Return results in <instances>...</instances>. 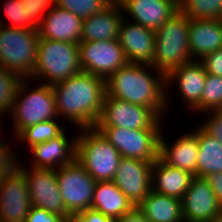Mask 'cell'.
I'll return each instance as SVG.
<instances>
[{
  "label": "cell",
  "mask_w": 222,
  "mask_h": 222,
  "mask_svg": "<svg viewBox=\"0 0 222 222\" xmlns=\"http://www.w3.org/2000/svg\"><path fill=\"white\" fill-rule=\"evenodd\" d=\"M58 117L78 129L95 127L106 94V80L80 72L51 86Z\"/></svg>",
  "instance_id": "1"
},
{
  "label": "cell",
  "mask_w": 222,
  "mask_h": 222,
  "mask_svg": "<svg viewBox=\"0 0 222 222\" xmlns=\"http://www.w3.org/2000/svg\"><path fill=\"white\" fill-rule=\"evenodd\" d=\"M106 94L165 117L166 75L152 65L128 63L118 69L106 79Z\"/></svg>",
  "instance_id": "2"
},
{
  "label": "cell",
  "mask_w": 222,
  "mask_h": 222,
  "mask_svg": "<svg viewBox=\"0 0 222 222\" xmlns=\"http://www.w3.org/2000/svg\"><path fill=\"white\" fill-rule=\"evenodd\" d=\"M80 72L78 44L39 38L32 82L52 86Z\"/></svg>",
  "instance_id": "3"
},
{
  "label": "cell",
  "mask_w": 222,
  "mask_h": 222,
  "mask_svg": "<svg viewBox=\"0 0 222 222\" xmlns=\"http://www.w3.org/2000/svg\"><path fill=\"white\" fill-rule=\"evenodd\" d=\"M31 81L23 79L20 82L8 114L14 121L13 137L30 125L58 118L52 87L38 83V86L30 89Z\"/></svg>",
  "instance_id": "4"
},
{
  "label": "cell",
  "mask_w": 222,
  "mask_h": 222,
  "mask_svg": "<svg viewBox=\"0 0 222 222\" xmlns=\"http://www.w3.org/2000/svg\"><path fill=\"white\" fill-rule=\"evenodd\" d=\"M190 61L189 18L178 10L155 31L153 67L167 75Z\"/></svg>",
  "instance_id": "5"
},
{
  "label": "cell",
  "mask_w": 222,
  "mask_h": 222,
  "mask_svg": "<svg viewBox=\"0 0 222 222\" xmlns=\"http://www.w3.org/2000/svg\"><path fill=\"white\" fill-rule=\"evenodd\" d=\"M78 130L76 160L97 182L113 181L122 159L118 150L95 127Z\"/></svg>",
  "instance_id": "6"
},
{
  "label": "cell",
  "mask_w": 222,
  "mask_h": 222,
  "mask_svg": "<svg viewBox=\"0 0 222 222\" xmlns=\"http://www.w3.org/2000/svg\"><path fill=\"white\" fill-rule=\"evenodd\" d=\"M38 31L2 26L0 29V66L22 79H31L39 44Z\"/></svg>",
  "instance_id": "7"
},
{
  "label": "cell",
  "mask_w": 222,
  "mask_h": 222,
  "mask_svg": "<svg viewBox=\"0 0 222 222\" xmlns=\"http://www.w3.org/2000/svg\"><path fill=\"white\" fill-rule=\"evenodd\" d=\"M150 108L131 104L105 94L102 112L95 127H120L130 130H162L165 121Z\"/></svg>",
  "instance_id": "8"
},
{
  "label": "cell",
  "mask_w": 222,
  "mask_h": 222,
  "mask_svg": "<svg viewBox=\"0 0 222 222\" xmlns=\"http://www.w3.org/2000/svg\"><path fill=\"white\" fill-rule=\"evenodd\" d=\"M118 150L122 158L154 162L159 158L163 130H130L120 127H95Z\"/></svg>",
  "instance_id": "9"
},
{
  "label": "cell",
  "mask_w": 222,
  "mask_h": 222,
  "mask_svg": "<svg viewBox=\"0 0 222 222\" xmlns=\"http://www.w3.org/2000/svg\"><path fill=\"white\" fill-rule=\"evenodd\" d=\"M56 175L62 201L71 215L91 209L97 181L76 159L56 169Z\"/></svg>",
  "instance_id": "10"
},
{
  "label": "cell",
  "mask_w": 222,
  "mask_h": 222,
  "mask_svg": "<svg viewBox=\"0 0 222 222\" xmlns=\"http://www.w3.org/2000/svg\"><path fill=\"white\" fill-rule=\"evenodd\" d=\"M78 49L82 71L105 80L129 63L118 39L80 42Z\"/></svg>",
  "instance_id": "11"
},
{
  "label": "cell",
  "mask_w": 222,
  "mask_h": 222,
  "mask_svg": "<svg viewBox=\"0 0 222 222\" xmlns=\"http://www.w3.org/2000/svg\"><path fill=\"white\" fill-rule=\"evenodd\" d=\"M22 163L17 167L24 173L28 181L31 205L57 214L64 221L71 215L64 206L57 183L56 169L25 168Z\"/></svg>",
  "instance_id": "12"
},
{
  "label": "cell",
  "mask_w": 222,
  "mask_h": 222,
  "mask_svg": "<svg viewBox=\"0 0 222 222\" xmlns=\"http://www.w3.org/2000/svg\"><path fill=\"white\" fill-rule=\"evenodd\" d=\"M30 208L28 181L16 167L0 182V221L25 222Z\"/></svg>",
  "instance_id": "13"
},
{
  "label": "cell",
  "mask_w": 222,
  "mask_h": 222,
  "mask_svg": "<svg viewBox=\"0 0 222 222\" xmlns=\"http://www.w3.org/2000/svg\"><path fill=\"white\" fill-rule=\"evenodd\" d=\"M207 73L199 60H192L183 63L181 66L172 69L166 75V104L171 109V96L168 91L178 86V94L186 104V108L192 110L200 101L205 86ZM171 88V89H169Z\"/></svg>",
  "instance_id": "14"
},
{
  "label": "cell",
  "mask_w": 222,
  "mask_h": 222,
  "mask_svg": "<svg viewBox=\"0 0 222 222\" xmlns=\"http://www.w3.org/2000/svg\"><path fill=\"white\" fill-rule=\"evenodd\" d=\"M181 201L184 222H215L222 211L204 178L194 177Z\"/></svg>",
  "instance_id": "15"
},
{
  "label": "cell",
  "mask_w": 222,
  "mask_h": 222,
  "mask_svg": "<svg viewBox=\"0 0 222 222\" xmlns=\"http://www.w3.org/2000/svg\"><path fill=\"white\" fill-rule=\"evenodd\" d=\"M152 165L145 160L122 158L117 167L113 182L135 206L152 191Z\"/></svg>",
  "instance_id": "16"
},
{
  "label": "cell",
  "mask_w": 222,
  "mask_h": 222,
  "mask_svg": "<svg viewBox=\"0 0 222 222\" xmlns=\"http://www.w3.org/2000/svg\"><path fill=\"white\" fill-rule=\"evenodd\" d=\"M129 21V22H127ZM118 41L129 63L153 66L155 52V31L141 24L122 21Z\"/></svg>",
  "instance_id": "17"
},
{
  "label": "cell",
  "mask_w": 222,
  "mask_h": 222,
  "mask_svg": "<svg viewBox=\"0 0 222 222\" xmlns=\"http://www.w3.org/2000/svg\"><path fill=\"white\" fill-rule=\"evenodd\" d=\"M65 132L67 131L54 139L31 147L33 157L29 165L33 168L58 169L73 162L76 159L77 135L69 141V136Z\"/></svg>",
  "instance_id": "18"
},
{
  "label": "cell",
  "mask_w": 222,
  "mask_h": 222,
  "mask_svg": "<svg viewBox=\"0 0 222 222\" xmlns=\"http://www.w3.org/2000/svg\"><path fill=\"white\" fill-rule=\"evenodd\" d=\"M121 7L132 22L156 31L178 11V0H123Z\"/></svg>",
  "instance_id": "19"
},
{
  "label": "cell",
  "mask_w": 222,
  "mask_h": 222,
  "mask_svg": "<svg viewBox=\"0 0 222 222\" xmlns=\"http://www.w3.org/2000/svg\"><path fill=\"white\" fill-rule=\"evenodd\" d=\"M83 19L55 5L42 19L38 28L40 38L79 44Z\"/></svg>",
  "instance_id": "20"
},
{
  "label": "cell",
  "mask_w": 222,
  "mask_h": 222,
  "mask_svg": "<svg viewBox=\"0 0 222 222\" xmlns=\"http://www.w3.org/2000/svg\"><path fill=\"white\" fill-rule=\"evenodd\" d=\"M161 132L159 140V158L167 165L189 172L196 177V163L199 152L198 138L192 133L180 135L168 144Z\"/></svg>",
  "instance_id": "21"
},
{
  "label": "cell",
  "mask_w": 222,
  "mask_h": 222,
  "mask_svg": "<svg viewBox=\"0 0 222 222\" xmlns=\"http://www.w3.org/2000/svg\"><path fill=\"white\" fill-rule=\"evenodd\" d=\"M121 5H109L82 21L81 42L118 39L125 19Z\"/></svg>",
  "instance_id": "22"
},
{
  "label": "cell",
  "mask_w": 222,
  "mask_h": 222,
  "mask_svg": "<svg viewBox=\"0 0 222 222\" xmlns=\"http://www.w3.org/2000/svg\"><path fill=\"white\" fill-rule=\"evenodd\" d=\"M189 48L192 60L222 48V19L189 18Z\"/></svg>",
  "instance_id": "23"
},
{
  "label": "cell",
  "mask_w": 222,
  "mask_h": 222,
  "mask_svg": "<svg viewBox=\"0 0 222 222\" xmlns=\"http://www.w3.org/2000/svg\"><path fill=\"white\" fill-rule=\"evenodd\" d=\"M194 175L171 167L160 158L155 160L151 170L152 190L182 200Z\"/></svg>",
  "instance_id": "24"
},
{
  "label": "cell",
  "mask_w": 222,
  "mask_h": 222,
  "mask_svg": "<svg viewBox=\"0 0 222 222\" xmlns=\"http://www.w3.org/2000/svg\"><path fill=\"white\" fill-rule=\"evenodd\" d=\"M134 207L135 205L119 190L113 181L96 183L91 209L116 221Z\"/></svg>",
  "instance_id": "25"
},
{
  "label": "cell",
  "mask_w": 222,
  "mask_h": 222,
  "mask_svg": "<svg viewBox=\"0 0 222 222\" xmlns=\"http://www.w3.org/2000/svg\"><path fill=\"white\" fill-rule=\"evenodd\" d=\"M137 207L151 222H184L182 201L153 190Z\"/></svg>",
  "instance_id": "26"
},
{
  "label": "cell",
  "mask_w": 222,
  "mask_h": 222,
  "mask_svg": "<svg viewBox=\"0 0 222 222\" xmlns=\"http://www.w3.org/2000/svg\"><path fill=\"white\" fill-rule=\"evenodd\" d=\"M193 130L199 142L196 177L205 178L211 173L222 172V143L208 134L200 124Z\"/></svg>",
  "instance_id": "27"
},
{
  "label": "cell",
  "mask_w": 222,
  "mask_h": 222,
  "mask_svg": "<svg viewBox=\"0 0 222 222\" xmlns=\"http://www.w3.org/2000/svg\"><path fill=\"white\" fill-rule=\"evenodd\" d=\"M60 122L56 118L30 125L23 129L14 141L24 142L23 144L26 143L27 148L30 149L38 143H44L61 135L66 128L59 124Z\"/></svg>",
  "instance_id": "28"
},
{
  "label": "cell",
  "mask_w": 222,
  "mask_h": 222,
  "mask_svg": "<svg viewBox=\"0 0 222 222\" xmlns=\"http://www.w3.org/2000/svg\"><path fill=\"white\" fill-rule=\"evenodd\" d=\"M178 10L191 19H222V0H178Z\"/></svg>",
  "instance_id": "29"
},
{
  "label": "cell",
  "mask_w": 222,
  "mask_h": 222,
  "mask_svg": "<svg viewBox=\"0 0 222 222\" xmlns=\"http://www.w3.org/2000/svg\"><path fill=\"white\" fill-rule=\"evenodd\" d=\"M222 110V76L208 74L201 101L191 110L194 113Z\"/></svg>",
  "instance_id": "30"
},
{
  "label": "cell",
  "mask_w": 222,
  "mask_h": 222,
  "mask_svg": "<svg viewBox=\"0 0 222 222\" xmlns=\"http://www.w3.org/2000/svg\"><path fill=\"white\" fill-rule=\"evenodd\" d=\"M3 4V12H5L3 15H6L7 20H3L0 14V23L2 26L38 31V27L30 20V8L27 3L22 4L21 0H5ZM8 20H10V25L5 23Z\"/></svg>",
  "instance_id": "31"
},
{
  "label": "cell",
  "mask_w": 222,
  "mask_h": 222,
  "mask_svg": "<svg viewBox=\"0 0 222 222\" xmlns=\"http://www.w3.org/2000/svg\"><path fill=\"white\" fill-rule=\"evenodd\" d=\"M23 79L0 66V122L9 114L18 86Z\"/></svg>",
  "instance_id": "32"
},
{
  "label": "cell",
  "mask_w": 222,
  "mask_h": 222,
  "mask_svg": "<svg viewBox=\"0 0 222 222\" xmlns=\"http://www.w3.org/2000/svg\"><path fill=\"white\" fill-rule=\"evenodd\" d=\"M57 6L85 19L103 11L109 4L105 0H58Z\"/></svg>",
  "instance_id": "33"
},
{
  "label": "cell",
  "mask_w": 222,
  "mask_h": 222,
  "mask_svg": "<svg viewBox=\"0 0 222 222\" xmlns=\"http://www.w3.org/2000/svg\"><path fill=\"white\" fill-rule=\"evenodd\" d=\"M3 127L0 126V182L6 178V176L14 169L17 167L18 164V159H16V150H13V145L12 144H7V140H4L1 136L3 132ZM3 139V140H2ZM12 145V148L10 147Z\"/></svg>",
  "instance_id": "34"
},
{
  "label": "cell",
  "mask_w": 222,
  "mask_h": 222,
  "mask_svg": "<svg viewBox=\"0 0 222 222\" xmlns=\"http://www.w3.org/2000/svg\"><path fill=\"white\" fill-rule=\"evenodd\" d=\"M58 0H21L22 4H26L30 8V20L39 28L43 17L50 11Z\"/></svg>",
  "instance_id": "35"
},
{
  "label": "cell",
  "mask_w": 222,
  "mask_h": 222,
  "mask_svg": "<svg viewBox=\"0 0 222 222\" xmlns=\"http://www.w3.org/2000/svg\"><path fill=\"white\" fill-rule=\"evenodd\" d=\"M206 114V119L200 125L208 134L214 136L222 143V110L209 111Z\"/></svg>",
  "instance_id": "36"
},
{
  "label": "cell",
  "mask_w": 222,
  "mask_h": 222,
  "mask_svg": "<svg viewBox=\"0 0 222 222\" xmlns=\"http://www.w3.org/2000/svg\"><path fill=\"white\" fill-rule=\"evenodd\" d=\"M199 61L206 73L222 76V48L206 54Z\"/></svg>",
  "instance_id": "37"
},
{
  "label": "cell",
  "mask_w": 222,
  "mask_h": 222,
  "mask_svg": "<svg viewBox=\"0 0 222 222\" xmlns=\"http://www.w3.org/2000/svg\"><path fill=\"white\" fill-rule=\"evenodd\" d=\"M65 222H115L112 218L105 216L101 212L87 209L79 213L70 215Z\"/></svg>",
  "instance_id": "38"
},
{
  "label": "cell",
  "mask_w": 222,
  "mask_h": 222,
  "mask_svg": "<svg viewBox=\"0 0 222 222\" xmlns=\"http://www.w3.org/2000/svg\"><path fill=\"white\" fill-rule=\"evenodd\" d=\"M25 222H65L60 216L43 208L31 205Z\"/></svg>",
  "instance_id": "39"
},
{
  "label": "cell",
  "mask_w": 222,
  "mask_h": 222,
  "mask_svg": "<svg viewBox=\"0 0 222 222\" xmlns=\"http://www.w3.org/2000/svg\"><path fill=\"white\" fill-rule=\"evenodd\" d=\"M213 189L217 200L222 207V172L211 173L204 178Z\"/></svg>",
  "instance_id": "40"
},
{
  "label": "cell",
  "mask_w": 222,
  "mask_h": 222,
  "mask_svg": "<svg viewBox=\"0 0 222 222\" xmlns=\"http://www.w3.org/2000/svg\"><path fill=\"white\" fill-rule=\"evenodd\" d=\"M115 222H151V221L137 206H135L131 211L126 212Z\"/></svg>",
  "instance_id": "41"
},
{
  "label": "cell",
  "mask_w": 222,
  "mask_h": 222,
  "mask_svg": "<svg viewBox=\"0 0 222 222\" xmlns=\"http://www.w3.org/2000/svg\"><path fill=\"white\" fill-rule=\"evenodd\" d=\"M109 5H121L123 0H105Z\"/></svg>",
  "instance_id": "42"
},
{
  "label": "cell",
  "mask_w": 222,
  "mask_h": 222,
  "mask_svg": "<svg viewBox=\"0 0 222 222\" xmlns=\"http://www.w3.org/2000/svg\"><path fill=\"white\" fill-rule=\"evenodd\" d=\"M215 222H222V211Z\"/></svg>",
  "instance_id": "43"
}]
</instances>
